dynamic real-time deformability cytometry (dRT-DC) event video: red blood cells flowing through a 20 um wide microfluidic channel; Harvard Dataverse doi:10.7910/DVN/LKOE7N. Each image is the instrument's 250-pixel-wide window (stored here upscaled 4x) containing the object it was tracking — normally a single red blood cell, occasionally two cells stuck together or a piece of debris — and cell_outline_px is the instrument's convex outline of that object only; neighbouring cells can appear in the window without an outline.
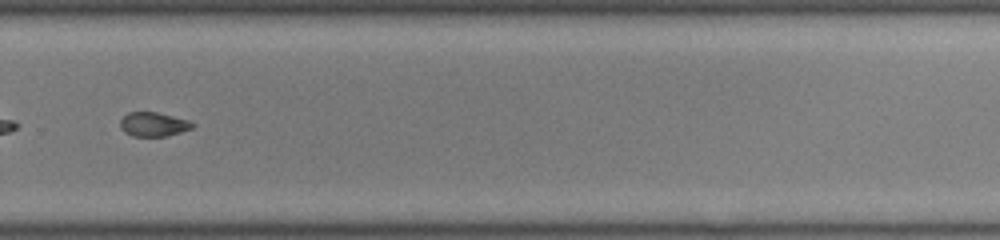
{"species": "common noctule bat (a hibernating species)", "species_latin": "Nyctalus noctula", "temperature_condition": "room temperature", "stored_images_in_passage": 34, "camera_frame_rate_fps": 3000, "um_per_image_px": 0.085, "animal": {"sex": "male", "body_mass_g": 19.0, "forearm_length_mm": 50.8}, "frame": {"image": 1, "passage_image": 20, "time_ms": 6.333, "image_size_px": [1000, 240], "cell_outline_px": [[196, 124], [192, 128], [180, 132], [164, 136], [132, 136], [124, 132], [120, 128], [120, 120], [128, 112], [156, 112], [188, 120]], "centroid_in_image_um": [13.02, 10.56], "position_along_channel_um": 316.8, "area_um2": 10.12}, "authors_computed_cell_mechanics": {"area_um2": 10.5485, "velocity_mm_per_s": 4.0383, "shape_relaxation_time_tau1_ms": null, "shape_relaxation_time_tau2_ms": 5.1331, "deformation_change_tau1": null, "deformation_change_tau2": 0.1104}}